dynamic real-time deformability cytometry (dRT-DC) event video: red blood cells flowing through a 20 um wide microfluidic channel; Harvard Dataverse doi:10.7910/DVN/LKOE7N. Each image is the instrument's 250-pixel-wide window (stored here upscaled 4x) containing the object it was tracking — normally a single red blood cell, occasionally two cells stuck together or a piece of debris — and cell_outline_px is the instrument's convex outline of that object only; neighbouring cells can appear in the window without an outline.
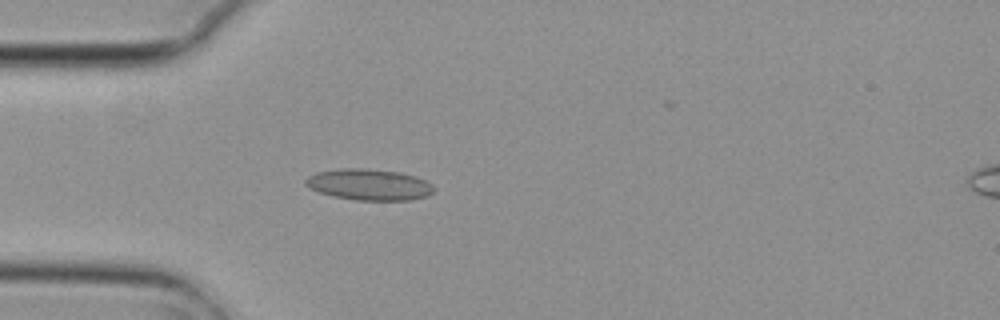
{"species": "common noctule bat (a hibernating species)", "species_latin": "Nyctalus noctula", "temperature_condition": "cold", "stored_images_in_passage": 4, "camera_frame_rate_fps": 3000, "um_per_image_px": 0.085, "animal": {"sex": "female", "body_mass_g": 29.2, "forearm_length_mm": 56.3}, "frame": {"image": 1, "passage_image": 4, "time_ms": 1.0, "image_size_px": [1000, 320], "cell_outline_px": [[436, 188], [428, 196], [412, 200], [356, 200], [332, 196], [308, 188], [304, 184], [304, 180], [308, 176], [316, 172], [344, 168], [364, 168], [400, 172], [416, 176], [432, 184]], "centroid_in_image_um": [31.37, 15.69], "position_along_channel_um": 53.6, "area_um2": 23.52}}